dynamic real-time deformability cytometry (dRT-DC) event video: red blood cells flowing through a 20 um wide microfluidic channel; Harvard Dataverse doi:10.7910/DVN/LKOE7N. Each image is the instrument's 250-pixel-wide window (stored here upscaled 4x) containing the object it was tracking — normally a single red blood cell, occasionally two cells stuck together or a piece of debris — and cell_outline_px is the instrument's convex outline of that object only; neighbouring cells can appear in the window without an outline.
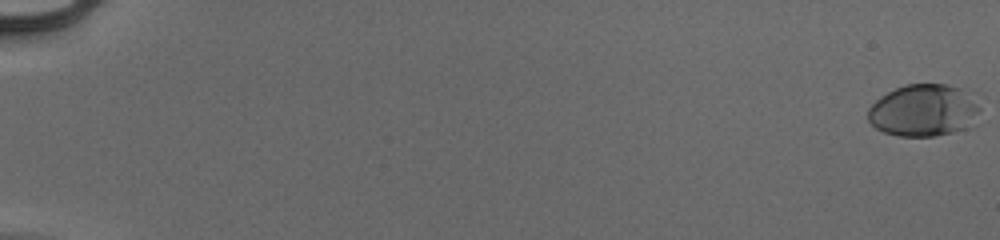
{"species": "human", "species_latin": "Homo sapiens", "temperature_condition": "cold", "stored_images_in_passage": 56, "camera_frame_rate_fps": 3000, "um_per_image_px": 0.085, "donor": {"sex": "male"}, "frame": {"image": 1, "passage_image": 1, "time_ms": 0.0, "image_size_px": [1000, 240], "cell_outline_px": [[984, 96], [976, 124], [972, 128], [936, 136], [900, 136], [884, 132], [876, 128], [868, 120], [868, 108], [880, 96], [904, 84], [948, 84], [980, 92]], "centroid_in_image_um": [78.7, 9.35], "position_along_channel_um": 6.3, "area_um2": 35.66}}
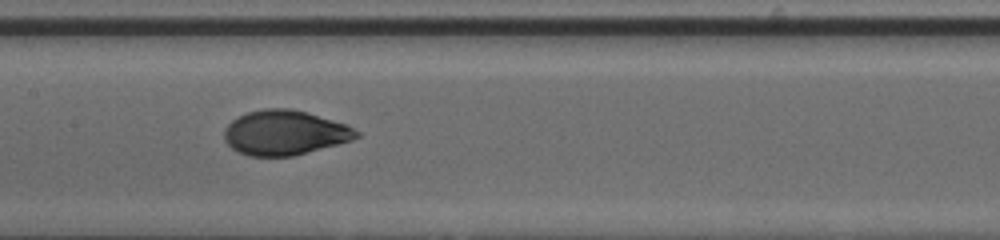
{"frame": {"image": 2, "passage_image": 31, "time_ms": 10.0, "image_size_px": [1000, 240], "cell_outline_px": [[360, 136], [352, 140], [292, 156], [248, 156], [236, 152], [224, 140], [224, 128], [236, 116], [248, 112], [264, 108], [288, 108], [308, 112], [348, 124], [360, 132]], "centroid_in_image_um": [24.19, 11.27], "position_along_channel_um": 183.2, "area_um2": 34.74}}
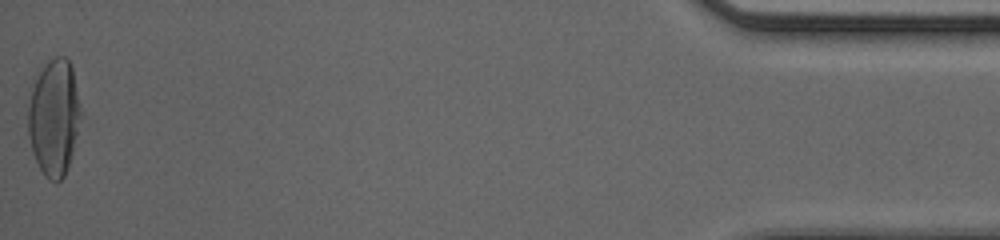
{"frame": {"image": 3, "passage_image": 56, "time_ms": 18.333, "image_size_px": [1000, 240], "cell_outline_px": [[80, 116], [72, 152], [68, 168], [64, 176], [56, 184], [48, 180], [44, 176], [36, 160], [32, 148], [28, 132], [28, 104], [32, 88], [44, 64], [56, 56], [64, 56], [68, 60], [72, 68], [80, 104]], "centroid_in_image_um": [4.58, 10.0], "position_along_channel_um": 430.6, "area_um2": 35.32}, "authors_computed_cell_mechanics": {"area_um2": 33.7552, "velocity_mm_per_s": 3.9391, "shape_relaxation_time_tau1_ms": 3.9579, "shape_relaxation_time_tau2_ms": null, "deformation_change_tau1": 0.1938, "deformation_change_tau2": null}}